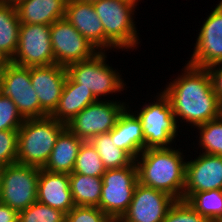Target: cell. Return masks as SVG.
I'll use <instances>...</instances> for the list:
<instances>
[{
    "instance_id": "16",
    "label": "cell",
    "mask_w": 222,
    "mask_h": 222,
    "mask_svg": "<svg viewBox=\"0 0 222 222\" xmlns=\"http://www.w3.org/2000/svg\"><path fill=\"white\" fill-rule=\"evenodd\" d=\"M65 66L30 67L32 87L38 96L40 118L50 116L57 108L67 78Z\"/></svg>"
},
{
    "instance_id": "20",
    "label": "cell",
    "mask_w": 222,
    "mask_h": 222,
    "mask_svg": "<svg viewBox=\"0 0 222 222\" xmlns=\"http://www.w3.org/2000/svg\"><path fill=\"white\" fill-rule=\"evenodd\" d=\"M68 0H22L15 7L20 23L51 25L65 18Z\"/></svg>"
},
{
    "instance_id": "14",
    "label": "cell",
    "mask_w": 222,
    "mask_h": 222,
    "mask_svg": "<svg viewBox=\"0 0 222 222\" xmlns=\"http://www.w3.org/2000/svg\"><path fill=\"white\" fill-rule=\"evenodd\" d=\"M176 199L169 194L138 182L122 222H162Z\"/></svg>"
},
{
    "instance_id": "13",
    "label": "cell",
    "mask_w": 222,
    "mask_h": 222,
    "mask_svg": "<svg viewBox=\"0 0 222 222\" xmlns=\"http://www.w3.org/2000/svg\"><path fill=\"white\" fill-rule=\"evenodd\" d=\"M207 15L189 60L186 62L200 68L222 63V0Z\"/></svg>"
},
{
    "instance_id": "35",
    "label": "cell",
    "mask_w": 222,
    "mask_h": 222,
    "mask_svg": "<svg viewBox=\"0 0 222 222\" xmlns=\"http://www.w3.org/2000/svg\"><path fill=\"white\" fill-rule=\"evenodd\" d=\"M19 212L0 202V222H18Z\"/></svg>"
},
{
    "instance_id": "2",
    "label": "cell",
    "mask_w": 222,
    "mask_h": 222,
    "mask_svg": "<svg viewBox=\"0 0 222 222\" xmlns=\"http://www.w3.org/2000/svg\"><path fill=\"white\" fill-rule=\"evenodd\" d=\"M179 147L148 148L135 159L138 182L183 200L186 155ZM186 158V159H184Z\"/></svg>"
},
{
    "instance_id": "32",
    "label": "cell",
    "mask_w": 222,
    "mask_h": 222,
    "mask_svg": "<svg viewBox=\"0 0 222 222\" xmlns=\"http://www.w3.org/2000/svg\"><path fill=\"white\" fill-rule=\"evenodd\" d=\"M18 130L0 131V167L17 162Z\"/></svg>"
},
{
    "instance_id": "31",
    "label": "cell",
    "mask_w": 222,
    "mask_h": 222,
    "mask_svg": "<svg viewBox=\"0 0 222 222\" xmlns=\"http://www.w3.org/2000/svg\"><path fill=\"white\" fill-rule=\"evenodd\" d=\"M162 222H210L187 201L176 200Z\"/></svg>"
},
{
    "instance_id": "15",
    "label": "cell",
    "mask_w": 222,
    "mask_h": 222,
    "mask_svg": "<svg viewBox=\"0 0 222 222\" xmlns=\"http://www.w3.org/2000/svg\"><path fill=\"white\" fill-rule=\"evenodd\" d=\"M186 161L185 188L183 200L193 193L220 189L222 190V156L199 153Z\"/></svg>"
},
{
    "instance_id": "5",
    "label": "cell",
    "mask_w": 222,
    "mask_h": 222,
    "mask_svg": "<svg viewBox=\"0 0 222 222\" xmlns=\"http://www.w3.org/2000/svg\"><path fill=\"white\" fill-rule=\"evenodd\" d=\"M107 62V51H99L87 60L69 64L66 69L68 75L81 87L90 90L97 100H106L109 94H122L127 89L121 71Z\"/></svg>"
},
{
    "instance_id": "9",
    "label": "cell",
    "mask_w": 222,
    "mask_h": 222,
    "mask_svg": "<svg viewBox=\"0 0 222 222\" xmlns=\"http://www.w3.org/2000/svg\"><path fill=\"white\" fill-rule=\"evenodd\" d=\"M40 168L20 163L2 168L0 202L20 212L37 201Z\"/></svg>"
},
{
    "instance_id": "26",
    "label": "cell",
    "mask_w": 222,
    "mask_h": 222,
    "mask_svg": "<svg viewBox=\"0 0 222 222\" xmlns=\"http://www.w3.org/2000/svg\"><path fill=\"white\" fill-rule=\"evenodd\" d=\"M186 201L210 222L222 219V190L193 193Z\"/></svg>"
},
{
    "instance_id": "10",
    "label": "cell",
    "mask_w": 222,
    "mask_h": 222,
    "mask_svg": "<svg viewBox=\"0 0 222 222\" xmlns=\"http://www.w3.org/2000/svg\"><path fill=\"white\" fill-rule=\"evenodd\" d=\"M11 63L28 68L56 64L50 25L21 23L18 45Z\"/></svg>"
},
{
    "instance_id": "40",
    "label": "cell",
    "mask_w": 222,
    "mask_h": 222,
    "mask_svg": "<svg viewBox=\"0 0 222 222\" xmlns=\"http://www.w3.org/2000/svg\"><path fill=\"white\" fill-rule=\"evenodd\" d=\"M82 1H88V2L93 3V2L98 1V0H82Z\"/></svg>"
},
{
    "instance_id": "6",
    "label": "cell",
    "mask_w": 222,
    "mask_h": 222,
    "mask_svg": "<svg viewBox=\"0 0 222 222\" xmlns=\"http://www.w3.org/2000/svg\"><path fill=\"white\" fill-rule=\"evenodd\" d=\"M159 92L153 96L155 100L148 104L145 102L141 109L134 111L142 123L145 149L173 147L176 137H179L178 132H182V128L177 125L169 98L162 90Z\"/></svg>"
},
{
    "instance_id": "4",
    "label": "cell",
    "mask_w": 222,
    "mask_h": 222,
    "mask_svg": "<svg viewBox=\"0 0 222 222\" xmlns=\"http://www.w3.org/2000/svg\"><path fill=\"white\" fill-rule=\"evenodd\" d=\"M66 124L53 119H25L18 130L17 163L43 168Z\"/></svg>"
},
{
    "instance_id": "30",
    "label": "cell",
    "mask_w": 222,
    "mask_h": 222,
    "mask_svg": "<svg viewBox=\"0 0 222 222\" xmlns=\"http://www.w3.org/2000/svg\"><path fill=\"white\" fill-rule=\"evenodd\" d=\"M24 121L16 104L9 97L0 93V131L19 130Z\"/></svg>"
},
{
    "instance_id": "29",
    "label": "cell",
    "mask_w": 222,
    "mask_h": 222,
    "mask_svg": "<svg viewBox=\"0 0 222 222\" xmlns=\"http://www.w3.org/2000/svg\"><path fill=\"white\" fill-rule=\"evenodd\" d=\"M66 213L38 201L19 212L18 222H65Z\"/></svg>"
},
{
    "instance_id": "33",
    "label": "cell",
    "mask_w": 222,
    "mask_h": 222,
    "mask_svg": "<svg viewBox=\"0 0 222 222\" xmlns=\"http://www.w3.org/2000/svg\"><path fill=\"white\" fill-rule=\"evenodd\" d=\"M111 218L95 206H75L66 214L65 222H111Z\"/></svg>"
},
{
    "instance_id": "24",
    "label": "cell",
    "mask_w": 222,
    "mask_h": 222,
    "mask_svg": "<svg viewBox=\"0 0 222 222\" xmlns=\"http://www.w3.org/2000/svg\"><path fill=\"white\" fill-rule=\"evenodd\" d=\"M20 25L16 7L0 3V51L10 60L16 53Z\"/></svg>"
},
{
    "instance_id": "8",
    "label": "cell",
    "mask_w": 222,
    "mask_h": 222,
    "mask_svg": "<svg viewBox=\"0 0 222 222\" xmlns=\"http://www.w3.org/2000/svg\"><path fill=\"white\" fill-rule=\"evenodd\" d=\"M114 98L91 103L66 123V128L83 141H90L96 135L110 132L129 104Z\"/></svg>"
},
{
    "instance_id": "23",
    "label": "cell",
    "mask_w": 222,
    "mask_h": 222,
    "mask_svg": "<svg viewBox=\"0 0 222 222\" xmlns=\"http://www.w3.org/2000/svg\"><path fill=\"white\" fill-rule=\"evenodd\" d=\"M71 195L75 206H95L99 208L102 177L80 173L69 174Z\"/></svg>"
},
{
    "instance_id": "18",
    "label": "cell",
    "mask_w": 222,
    "mask_h": 222,
    "mask_svg": "<svg viewBox=\"0 0 222 222\" xmlns=\"http://www.w3.org/2000/svg\"><path fill=\"white\" fill-rule=\"evenodd\" d=\"M37 201L67 214L75 207L71 195L69 174L53 173L40 168Z\"/></svg>"
},
{
    "instance_id": "37",
    "label": "cell",
    "mask_w": 222,
    "mask_h": 222,
    "mask_svg": "<svg viewBox=\"0 0 222 222\" xmlns=\"http://www.w3.org/2000/svg\"><path fill=\"white\" fill-rule=\"evenodd\" d=\"M20 1L22 0H1V3L16 6Z\"/></svg>"
},
{
    "instance_id": "21",
    "label": "cell",
    "mask_w": 222,
    "mask_h": 222,
    "mask_svg": "<svg viewBox=\"0 0 222 222\" xmlns=\"http://www.w3.org/2000/svg\"><path fill=\"white\" fill-rule=\"evenodd\" d=\"M95 101L97 99L90 90L81 87V84L76 83L67 75L58 106L50 116L66 124L85 107Z\"/></svg>"
},
{
    "instance_id": "12",
    "label": "cell",
    "mask_w": 222,
    "mask_h": 222,
    "mask_svg": "<svg viewBox=\"0 0 222 222\" xmlns=\"http://www.w3.org/2000/svg\"><path fill=\"white\" fill-rule=\"evenodd\" d=\"M1 93L17 106L24 119L40 118L38 96L32 87L30 67L10 63L0 74Z\"/></svg>"
},
{
    "instance_id": "1",
    "label": "cell",
    "mask_w": 222,
    "mask_h": 222,
    "mask_svg": "<svg viewBox=\"0 0 222 222\" xmlns=\"http://www.w3.org/2000/svg\"><path fill=\"white\" fill-rule=\"evenodd\" d=\"M175 79H169L162 92L169 98L178 127L181 123L195 128L222 115V105L213 89L207 68L189 63ZM179 118V119H178ZM189 124V125H187Z\"/></svg>"
},
{
    "instance_id": "17",
    "label": "cell",
    "mask_w": 222,
    "mask_h": 222,
    "mask_svg": "<svg viewBox=\"0 0 222 222\" xmlns=\"http://www.w3.org/2000/svg\"><path fill=\"white\" fill-rule=\"evenodd\" d=\"M65 18L96 49L104 51V27L93 7V3L68 0Z\"/></svg>"
},
{
    "instance_id": "25",
    "label": "cell",
    "mask_w": 222,
    "mask_h": 222,
    "mask_svg": "<svg viewBox=\"0 0 222 222\" xmlns=\"http://www.w3.org/2000/svg\"><path fill=\"white\" fill-rule=\"evenodd\" d=\"M90 142L98 152L106 169L122 168L135 161L125 150L113 144L110 132L96 135Z\"/></svg>"
},
{
    "instance_id": "36",
    "label": "cell",
    "mask_w": 222,
    "mask_h": 222,
    "mask_svg": "<svg viewBox=\"0 0 222 222\" xmlns=\"http://www.w3.org/2000/svg\"><path fill=\"white\" fill-rule=\"evenodd\" d=\"M11 63V60L0 51V74L5 70V68Z\"/></svg>"
},
{
    "instance_id": "27",
    "label": "cell",
    "mask_w": 222,
    "mask_h": 222,
    "mask_svg": "<svg viewBox=\"0 0 222 222\" xmlns=\"http://www.w3.org/2000/svg\"><path fill=\"white\" fill-rule=\"evenodd\" d=\"M201 153L222 156V115L197 127Z\"/></svg>"
},
{
    "instance_id": "19",
    "label": "cell",
    "mask_w": 222,
    "mask_h": 222,
    "mask_svg": "<svg viewBox=\"0 0 222 222\" xmlns=\"http://www.w3.org/2000/svg\"><path fill=\"white\" fill-rule=\"evenodd\" d=\"M110 136L113 144L125 150L134 160L145 150L142 123L129 105L119 115Z\"/></svg>"
},
{
    "instance_id": "22",
    "label": "cell",
    "mask_w": 222,
    "mask_h": 222,
    "mask_svg": "<svg viewBox=\"0 0 222 222\" xmlns=\"http://www.w3.org/2000/svg\"><path fill=\"white\" fill-rule=\"evenodd\" d=\"M83 140L65 128L57 137L49 159L43 169L53 173L71 174Z\"/></svg>"
},
{
    "instance_id": "11",
    "label": "cell",
    "mask_w": 222,
    "mask_h": 222,
    "mask_svg": "<svg viewBox=\"0 0 222 222\" xmlns=\"http://www.w3.org/2000/svg\"><path fill=\"white\" fill-rule=\"evenodd\" d=\"M50 36L55 63L58 65L67 67L99 52L66 18L50 25Z\"/></svg>"
},
{
    "instance_id": "38",
    "label": "cell",
    "mask_w": 222,
    "mask_h": 222,
    "mask_svg": "<svg viewBox=\"0 0 222 222\" xmlns=\"http://www.w3.org/2000/svg\"><path fill=\"white\" fill-rule=\"evenodd\" d=\"M1 181H2V167H0V192H1Z\"/></svg>"
},
{
    "instance_id": "3",
    "label": "cell",
    "mask_w": 222,
    "mask_h": 222,
    "mask_svg": "<svg viewBox=\"0 0 222 222\" xmlns=\"http://www.w3.org/2000/svg\"><path fill=\"white\" fill-rule=\"evenodd\" d=\"M141 0H98L93 7L104 27V51L137 49L140 42L134 13ZM130 49V50H129Z\"/></svg>"
},
{
    "instance_id": "34",
    "label": "cell",
    "mask_w": 222,
    "mask_h": 222,
    "mask_svg": "<svg viewBox=\"0 0 222 222\" xmlns=\"http://www.w3.org/2000/svg\"><path fill=\"white\" fill-rule=\"evenodd\" d=\"M207 70L210 73L213 89L217 95L218 101L222 105V63L211 65Z\"/></svg>"
},
{
    "instance_id": "7",
    "label": "cell",
    "mask_w": 222,
    "mask_h": 222,
    "mask_svg": "<svg viewBox=\"0 0 222 222\" xmlns=\"http://www.w3.org/2000/svg\"><path fill=\"white\" fill-rule=\"evenodd\" d=\"M99 208L111 219H120L127 211L138 184L135 161L122 168L106 169Z\"/></svg>"
},
{
    "instance_id": "28",
    "label": "cell",
    "mask_w": 222,
    "mask_h": 222,
    "mask_svg": "<svg viewBox=\"0 0 222 222\" xmlns=\"http://www.w3.org/2000/svg\"><path fill=\"white\" fill-rule=\"evenodd\" d=\"M105 172L106 168L95 147L90 141H83L72 173L102 177Z\"/></svg>"
},
{
    "instance_id": "39",
    "label": "cell",
    "mask_w": 222,
    "mask_h": 222,
    "mask_svg": "<svg viewBox=\"0 0 222 222\" xmlns=\"http://www.w3.org/2000/svg\"><path fill=\"white\" fill-rule=\"evenodd\" d=\"M111 222H122V221L119 219H112Z\"/></svg>"
}]
</instances>
